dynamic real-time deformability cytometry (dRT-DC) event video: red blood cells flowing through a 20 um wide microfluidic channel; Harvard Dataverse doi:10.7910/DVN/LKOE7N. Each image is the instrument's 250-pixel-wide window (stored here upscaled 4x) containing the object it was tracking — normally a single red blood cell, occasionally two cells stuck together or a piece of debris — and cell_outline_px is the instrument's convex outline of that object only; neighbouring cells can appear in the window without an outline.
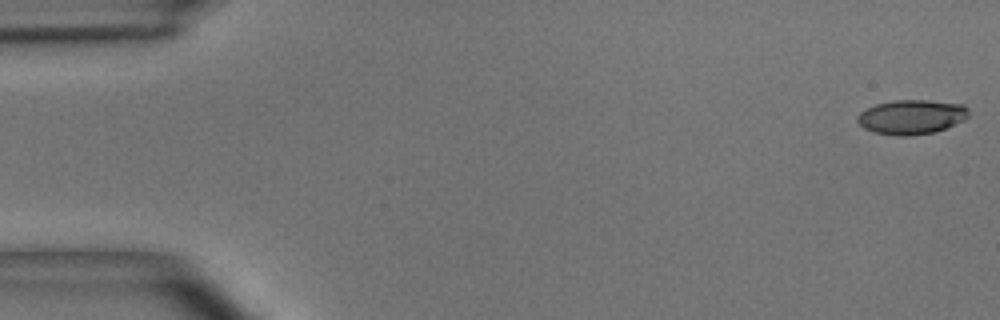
{"species": "common noctule bat (a hibernating species)", "species_latin": "Nyctalus noctula", "temperature_condition": "room temperature", "stored_images_in_passage": 54, "camera_frame_rate_fps": 3000, "um_per_image_px": 0.085, "animal": {"sex": "male", "body_mass_g": 15.6}, "frame": {"image": 1, "passage_image": 1, "time_ms": 0.0, "image_size_px": [1000, 320], "cell_outline_px": [[968, 116], [964, 120], [936, 132], [908, 136], [900, 136], [876, 132], [864, 128], [856, 120], [856, 116], [860, 112], [876, 104], [896, 100], [928, 100], [964, 104], [968, 108]], "centroid_in_image_um": [77.5, 9.93], "position_along_channel_um": 7.5, "area_um2": 22.31}}
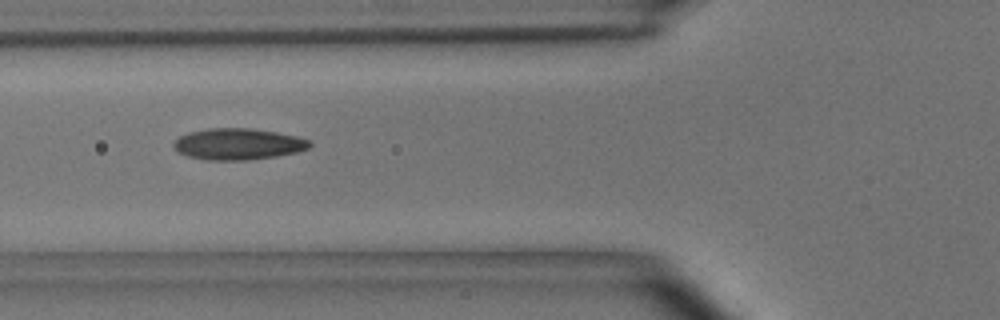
{"frame": {"image": 2, "passage_image": 20, "time_ms": 6.333, "image_size_px": [1000, 320], "cell_outline_px": [[312, 144], [308, 148], [296, 152], [276, 156], [248, 160], [208, 160], [188, 156], [176, 152], [172, 144], [180, 136], [188, 132], [208, 128], [252, 128], [276, 132], [296, 136], [312, 140]], "centroid_in_image_um": [20.23, 12.24], "position_along_channel_um": 105.6, "area_um2": 24.97}}
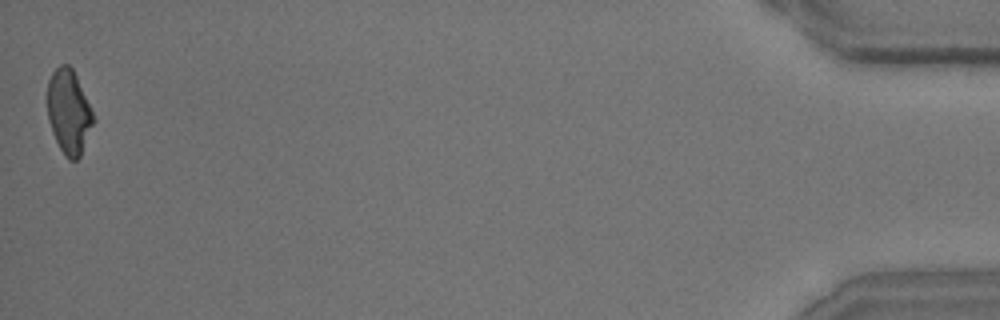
{"frame": {"image": 3, "passage_image": 54, "time_ms": 17.667, "image_size_px": [1000, 320], "cell_outline_px": [[96, 120], [80, 156], [76, 160], [68, 160], [64, 156], [52, 132], [48, 120], [48, 80], [52, 72], [60, 64], [68, 64], [72, 68], [76, 76]], "centroid_in_image_um": [5.85, 9.53], "position_along_channel_um": 429.3, "area_um2": 22.48}, "authors_computed_cell_mechanics": {"area_um2": 23.3223, "velocity_mm_per_s": 3.6735, "shape_relaxation_time_tau1_ms": 3.8916, "shape_relaxation_time_tau2_ms": 1.5996, "deformation_change_tau1": 0.151, "deformation_change_tau2": 0.0887}}